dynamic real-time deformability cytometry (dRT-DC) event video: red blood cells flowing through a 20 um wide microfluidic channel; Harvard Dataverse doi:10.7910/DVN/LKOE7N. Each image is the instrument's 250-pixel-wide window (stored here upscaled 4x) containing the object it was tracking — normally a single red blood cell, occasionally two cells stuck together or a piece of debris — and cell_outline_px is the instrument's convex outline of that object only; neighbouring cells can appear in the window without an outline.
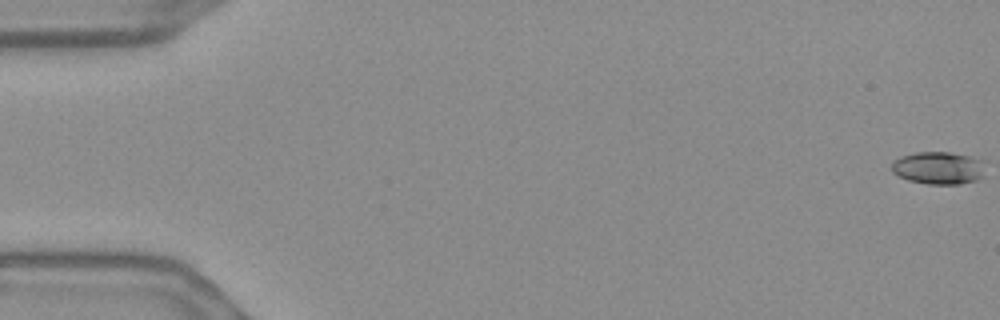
{"species": "Egyptian fruit bat (a non-hibernating species)", "species_latin": "Rousettus aegyptiacus", "temperature_condition": "warm", "stored_images_in_passage": 57, "camera_frame_rate_fps": 3000, "um_per_image_px": 0.085, "frame": {"image": 1, "passage_image": 1, "time_ms": 0.0, "image_size_px": [1000, 320], "cell_outline_px": [[984, 176], [976, 180], [960, 184], [928, 184], [908, 180], [892, 172], [892, 160], [900, 156], [916, 152], [948, 152], [968, 156], [984, 160]], "centroid_in_image_um": [79.77, 14.27], "position_along_channel_um": 5.2, "area_um2": 17.92}}
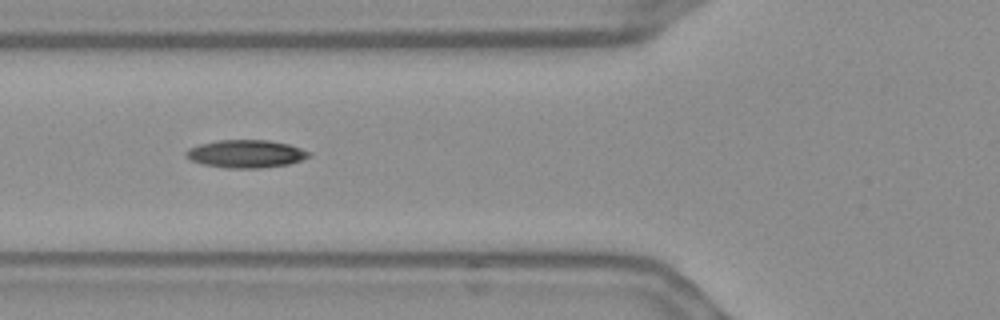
{"frame": {"image": 2, "passage_image": 22, "time_ms": 7.0, "image_size_px": [1000, 320], "cell_outline_px": [[312, 156], [288, 164], [260, 168], [224, 168], [204, 164], [192, 160], [184, 156], [184, 152], [188, 148], [200, 144], [216, 140], [268, 140], [288, 144], [312, 152]], "centroid_in_image_um": [20.89, 13.07], "position_along_channel_um": 104.9, "area_um2": 20.0}}
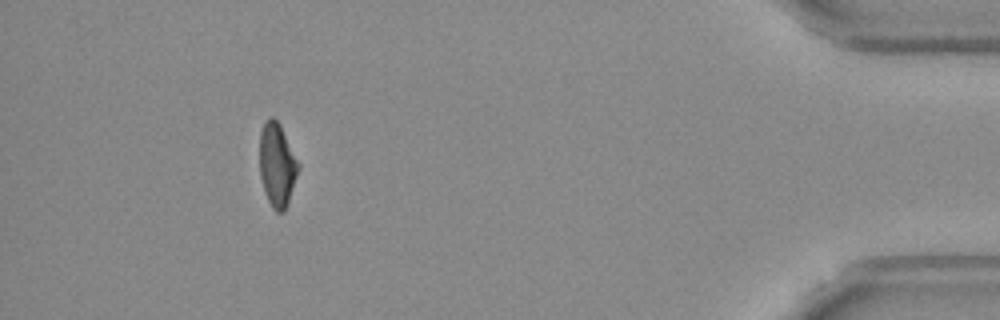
{"frame": {"image": 3, "passage_image": 52, "time_ms": 17.0, "image_size_px": [1000, 320], "cell_outline_px": [[300, 168], [288, 204], [284, 212], [276, 212], [272, 208], [264, 192], [260, 176], [260, 132], [264, 124], [272, 116], [280, 124], [300, 164]], "centroid_in_image_um": [23.57, 14.05], "position_along_channel_um": 411.6, "area_um2": 18.96}, "authors_computed_cell_mechanics": {"area_um2": 18.9584, "velocity_mm_per_s": 3.6748, "shape_relaxation_time_tau1_ms": null, "shape_relaxation_time_tau2_ms": 7.3114, "deformation_change_tau1": null, "deformation_change_tau2": 0.1307}}